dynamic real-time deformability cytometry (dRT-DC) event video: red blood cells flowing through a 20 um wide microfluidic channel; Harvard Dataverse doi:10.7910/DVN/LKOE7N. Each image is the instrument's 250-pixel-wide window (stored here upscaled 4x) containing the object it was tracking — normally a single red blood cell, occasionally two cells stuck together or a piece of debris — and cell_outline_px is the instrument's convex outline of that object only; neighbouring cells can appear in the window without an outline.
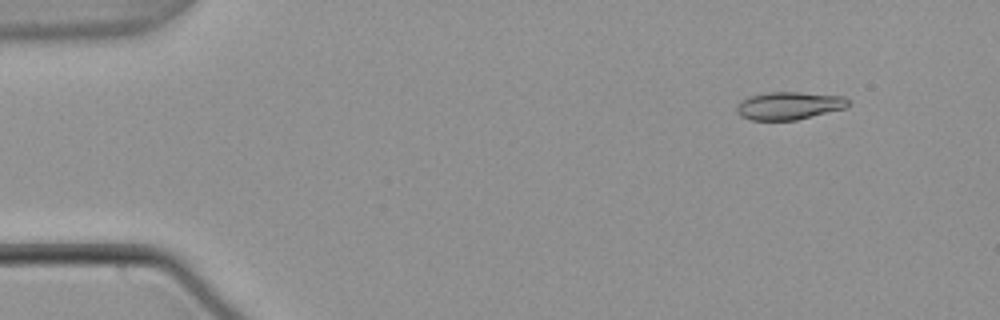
{"species": "common noctule bat (a hibernating species)", "species_latin": "Nyctalus noctula", "temperature_condition": "warm", "stored_images_in_passage": 54, "camera_frame_rate_fps": 3000, "um_per_image_px": 0.085, "animal": {"sex": "male", "body_mass_g": 21.5, "forearm_length_mm": 52.0}, "frame": {"image": 1, "passage_image": 6, "time_ms": 1.667, "image_size_px": [1000, 320], "cell_outline_px": [[848, 108], [796, 120], [752, 120], [740, 116], [736, 112], [736, 108], [740, 100], [748, 96], [768, 92], [796, 92], [844, 96], [848, 100]], "centroid_in_image_um": [67.05, 8.98], "position_along_channel_um": 17.9, "area_um2": 18.21}}
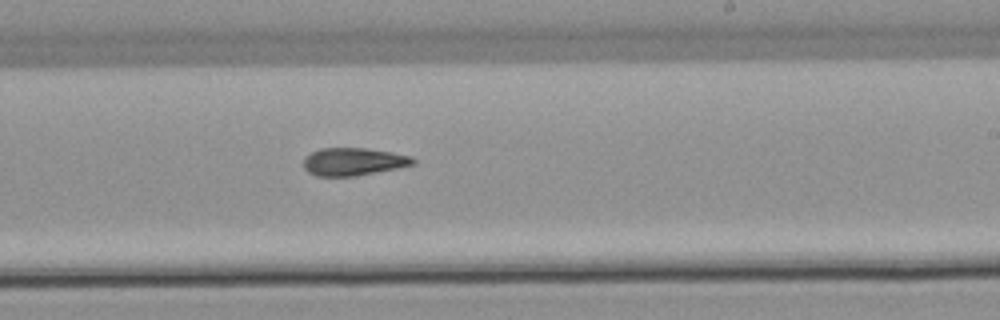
{"frame": {"image": 2, "passage_image": 33, "time_ms": 10.667, "image_size_px": [1000, 320], "cell_outline_px": [[416, 164], [356, 176], [316, 176], [308, 172], [304, 168], [304, 156], [320, 148], [364, 148], [392, 152], [412, 156], [416, 160]], "centroid_in_image_um": [30.04, 13.74], "position_along_channel_um": 259.0, "area_um2": 17.74}}
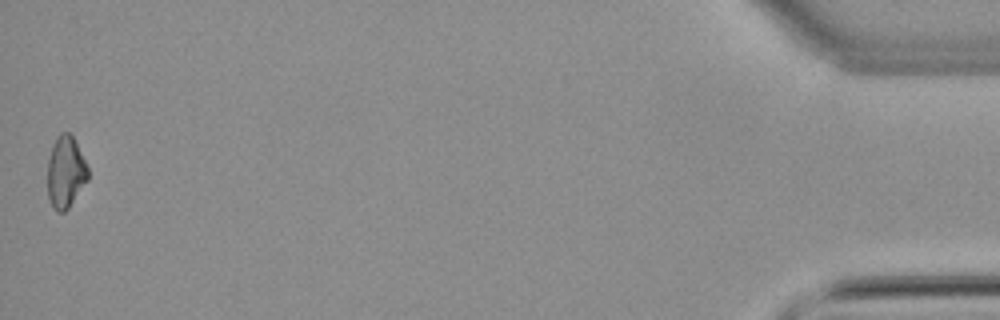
{"frame": {"image": 3, "passage_image": 54, "time_ms": 17.667, "image_size_px": [1000, 320], "cell_outline_px": [[88, 180], [68, 208], [64, 212], [56, 212], [52, 208], [48, 196], [48, 160], [52, 144], [56, 136], [60, 132], [68, 132], [72, 136], [88, 168]], "centroid_in_image_um": [5.55, 14.64], "position_along_channel_um": 429.6, "area_um2": 16.88}, "authors_computed_cell_mechanics": {"area_um2": 17.9758, "velocity_mm_per_s": 3.8147, "shape_relaxation_time_tau1_ms": null, "shape_relaxation_time_tau2_ms": 9.2523, "deformation_change_tau1": null, "deformation_change_tau2": 0.1928}}